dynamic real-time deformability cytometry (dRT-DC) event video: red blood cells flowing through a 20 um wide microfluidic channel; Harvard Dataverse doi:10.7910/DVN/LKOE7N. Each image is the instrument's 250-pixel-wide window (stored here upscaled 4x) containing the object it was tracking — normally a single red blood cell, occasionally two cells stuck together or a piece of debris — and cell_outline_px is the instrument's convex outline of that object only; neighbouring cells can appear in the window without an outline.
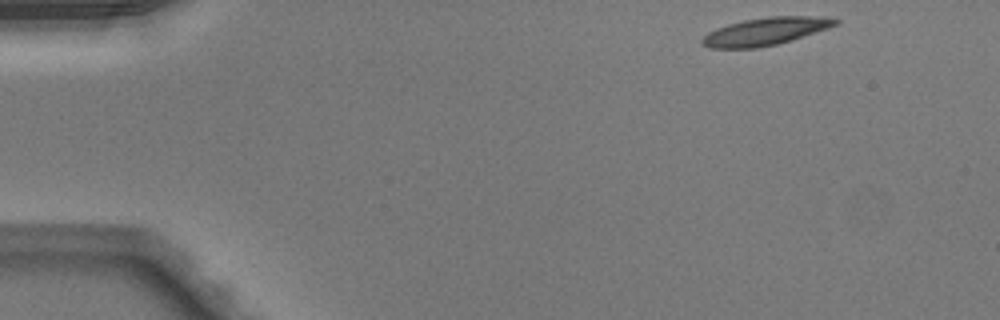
{"species": "Egyptian fruit bat (a non-hibernating species)", "species_latin": "Rousettus aegyptiacus", "temperature_condition": "warm", "stored_images_in_passage": 45, "camera_frame_rate_fps": 3000, "um_per_image_px": 0.085, "animal": {"sex": "male"}, "frame": {"image": 1, "passage_image": 1, "time_ms": 0.0, "image_size_px": [1000, 320], "cell_outline_px": [[840, 24], [792, 40], [776, 44], [756, 48], [708, 48], [700, 44], [700, 40], [708, 32], [716, 28], [728, 24], [744, 20], [768, 16], [808, 16], [840, 20]], "centroid_in_image_um": [65.01, 2.68], "position_along_channel_um": 20.0, "area_um2": 21.39}}
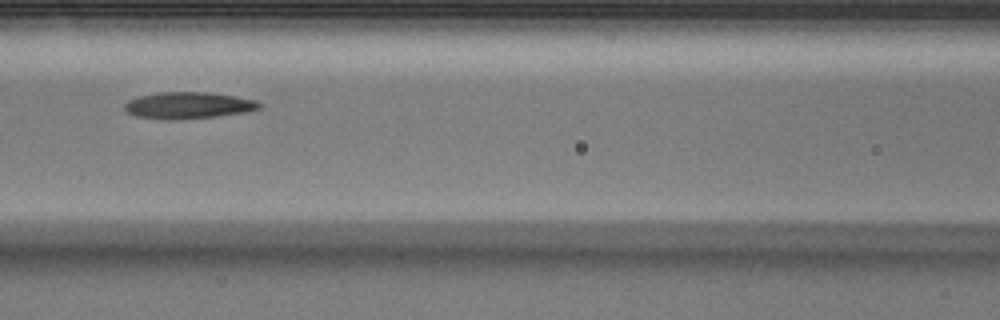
{"frame": {"image": 2, "passage_image": 18, "time_ms": 5.667, "image_size_px": [1000, 320], "cell_outline_px": [[264, 104], [260, 108], [248, 112], [216, 116], [180, 120], [164, 120], [136, 116], [124, 112], [124, 104], [128, 100], [136, 96], [156, 92], [208, 92], [236, 96], [256, 100]], "centroid_in_image_um": [15.98, 8.96], "position_along_channel_um": 150.6, "area_um2": 21.44}}
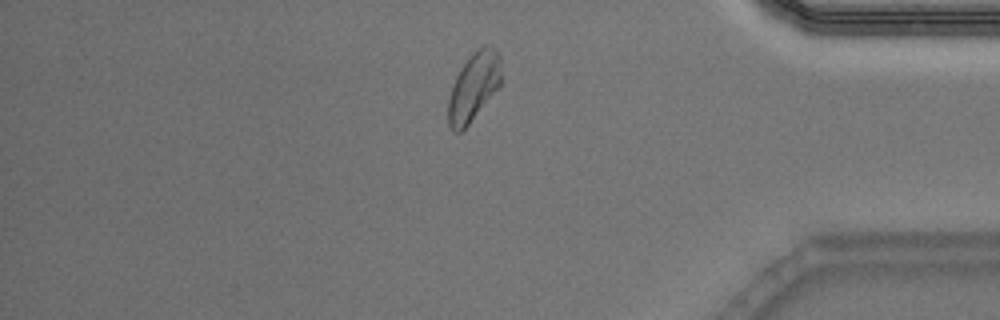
{"frame": {"image": 3, "passage_image": 38, "time_ms": 12.333, "image_size_px": [1000, 320], "cell_outline_px": [[500, 88], [468, 124], [460, 132], [452, 132], [448, 124], [448, 100], [452, 84], [460, 68], [468, 56], [484, 44], [496, 48], [500, 52]], "centroid_in_image_um": [40.27, 7.36], "position_along_channel_um": 394.9, "area_um2": 21.39}, "authors_computed_cell_mechanics": {"area_um2": 21.4438, "velocity_mm_per_s": 4.0322, "shape_relaxation_time_tau1_ms": 5.0713, "shape_relaxation_time_tau2_ms": 3.9683, "deformation_change_tau1": 0.1566, "deformation_change_tau2": 0.0836}}